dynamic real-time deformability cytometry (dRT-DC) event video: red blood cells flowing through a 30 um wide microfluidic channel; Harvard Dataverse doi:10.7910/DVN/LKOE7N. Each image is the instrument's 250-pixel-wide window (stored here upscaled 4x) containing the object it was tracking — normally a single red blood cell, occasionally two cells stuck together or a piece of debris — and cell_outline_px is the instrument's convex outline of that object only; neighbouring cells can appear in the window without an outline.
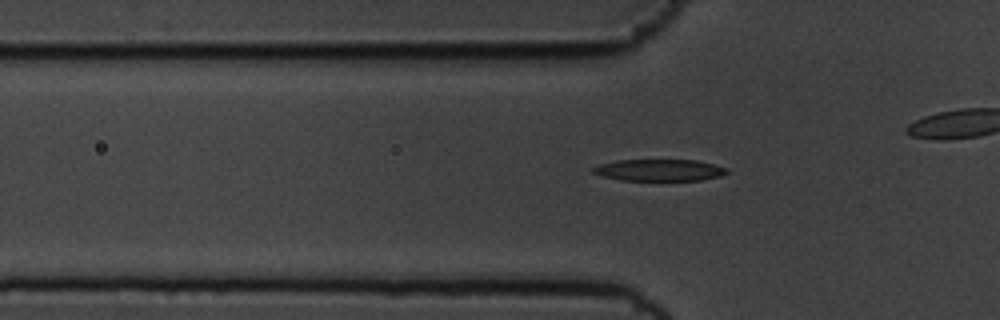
{"species": "common noctule bat (a hibernating species)", "species_latin": "Nyctalus noctula", "temperature_condition": "cold", "stored_images_in_passage": 47, "camera_frame_rate_fps": 3000, "um_per_image_px": 0.085, "animal": {"sex": "male", "body_mass_g": 19.5, "forearm_length_mm": 54.6}, "frame": {"image": 1, "passage_image": 19, "time_ms": 6.0, "image_size_px": [1000, 320], "cell_outline_px": [[728, 172], [720, 176], [700, 180], [620, 180], [604, 176], [592, 172], [592, 168], [600, 164], [616, 160], [696, 160], [728, 168]], "centroid_in_image_um": [56.04, 14.45], "position_along_channel_um": 69.8, "area_um2": 16.76}}
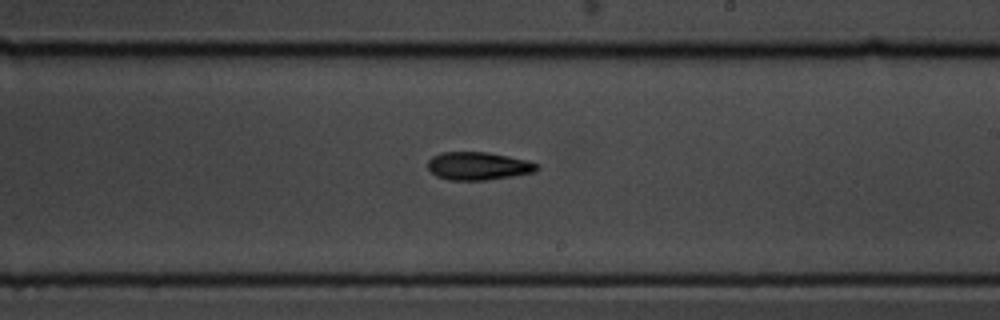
{"frame": {"image": 2, "passage_image": 34, "time_ms": 11.0, "image_size_px": [1000, 320], "cell_outline_px": [[540, 168], [536, 172], [512, 176], [484, 180], [448, 180], [436, 176], [428, 168], [428, 160], [432, 156], [440, 152], [488, 152], [508, 156], [540, 164]], "centroid_in_image_um": [40.65, 14.11], "position_along_channel_um": 248.4, "area_um2": 17.86}}
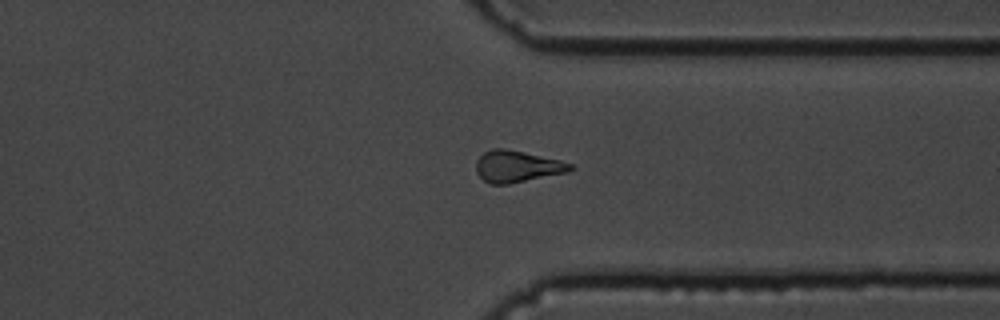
{"frame": {"image": 3, "passage_image": 44, "time_ms": 14.333, "image_size_px": [1000, 320], "cell_outline_px": [[572, 168], [568, 172], [508, 184], [488, 184], [476, 172], [476, 160], [484, 152], [492, 148], [504, 148], [524, 152], [560, 160], [572, 164]], "centroid_in_image_um": [43.92, 14.14], "position_along_channel_um": 367.5, "area_um2": 17.28}}